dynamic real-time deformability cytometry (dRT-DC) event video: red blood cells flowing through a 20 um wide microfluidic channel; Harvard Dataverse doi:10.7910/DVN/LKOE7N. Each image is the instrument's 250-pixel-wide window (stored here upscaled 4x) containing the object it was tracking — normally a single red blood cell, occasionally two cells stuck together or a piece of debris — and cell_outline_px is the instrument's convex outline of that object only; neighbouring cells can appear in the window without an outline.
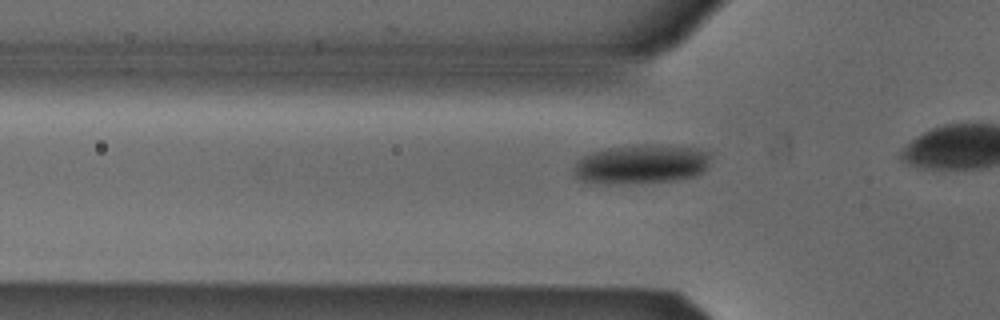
{"species": "Egyptian fruit bat (a non-hibernating species)", "species_latin": "Rousettus aegyptiacus", "temperature_condition": "cold", "stored_images_in_passage": 19, "camera_frame_rate_fps": 3000, "um_per_image_px": 0.085, "animal": {"sex": "male"}, "frame": {"image": 1, "passage_image": 13, "time_ms": 4.0, "image_size_px": [1000, 320], "cell_outline_px": [[712, 156], [708, 168], [704, 172], [696, 176], [676, 180], [620, 184], [604, 184], [580, 180], [572, 172], [572, 168], [580, 156], [592, 152], [608, 148], [644, 144], [668, 144], [700, 148], [708, 152]], "centroid_in_image_um": [54.55, 13.94], "position_along_channel_um": 71.3, "area_um2": 32.14}}
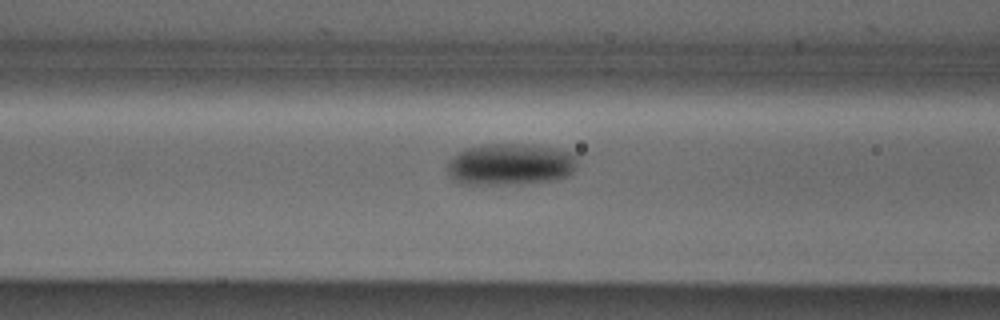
{"frame": {"image": 2, "passage_image": 17, "time_ms": 5.333, "image_size_px": [1000, 320], "cell_outline_px": [[576, 168], [568, 176], [556, 180], [508, 184], [464, 184], [448, 176], [448, 164], [452, 156], [464, 148], [480, 144], [532, 144], [556, 148], [572, 152], [576, 156]], "centroid_in_image_um": [43.38, 13.95], "position_along_channel_um": 123.2, "area_um2": 31.91}}